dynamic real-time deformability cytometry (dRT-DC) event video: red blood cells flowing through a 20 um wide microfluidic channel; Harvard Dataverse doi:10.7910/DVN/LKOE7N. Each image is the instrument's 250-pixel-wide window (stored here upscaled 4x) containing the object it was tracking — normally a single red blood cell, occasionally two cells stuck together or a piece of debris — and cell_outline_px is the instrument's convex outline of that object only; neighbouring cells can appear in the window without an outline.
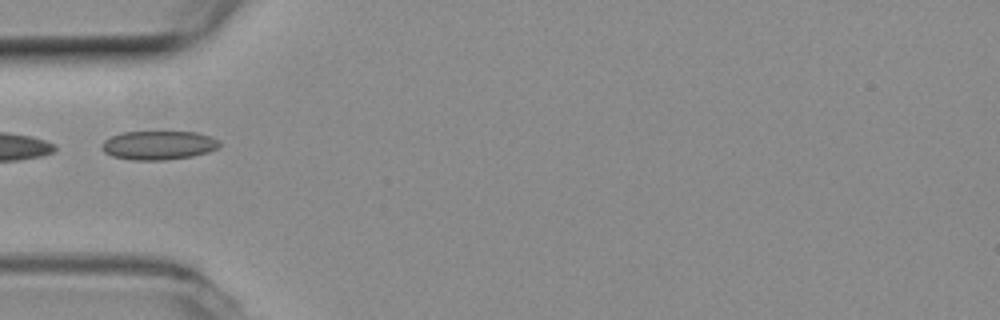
{"species": "common noctule bat (a hibernating species)", "species_latin": "Nyctalus noctula", "temperature_condition": "room temperature", "stored_images_in_passage": 6, "camera_frame_rate_fps": 3000, "um_per_image_px": 0.085, "animal": {"sex": "female", "body_mass_g": 19.3, "forearm_length_mm": 54.1}, "frame": {"image": 1, "passage_image": 1, "time_ms": 0.0, "image_size_px": [1000, 320], "cell_outline_px": [[220, 148], [208, 152], [192, 156], [164, 160], [132, 160], [112, 156], [104, 152], [100, 148], [104, 140], [112, 136], [124, 132], [196, 132], [220, 140]], "centroid_in_image_um": [13.48, 12.35], "position_along_channel_um": 71.5, "area_um2": 19.83}}
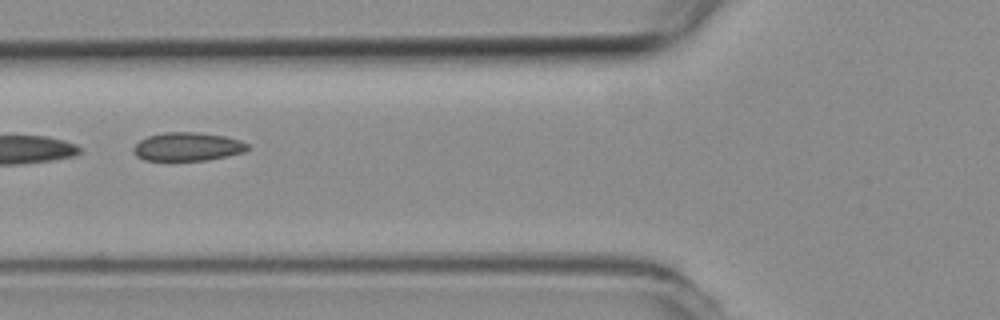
{"frame": {"image": 2, "passage_image": 4, "time_ms": 1.0, "image_size_px": [1000, 320], "cell_outline_px": [[248, 148], [244, 152], [228, 156], [208, 160], [144, 160], [136, 156], [132, 152], [132, 148], [140, 140], [148, 136], [164, 132], [196, 132], [224, 136], [240, 140], [248, 144]], "centroid_in_image_um": [15.92, 12.47], "position_along_channel_um": 109.9, "area_um2": 18.96}}